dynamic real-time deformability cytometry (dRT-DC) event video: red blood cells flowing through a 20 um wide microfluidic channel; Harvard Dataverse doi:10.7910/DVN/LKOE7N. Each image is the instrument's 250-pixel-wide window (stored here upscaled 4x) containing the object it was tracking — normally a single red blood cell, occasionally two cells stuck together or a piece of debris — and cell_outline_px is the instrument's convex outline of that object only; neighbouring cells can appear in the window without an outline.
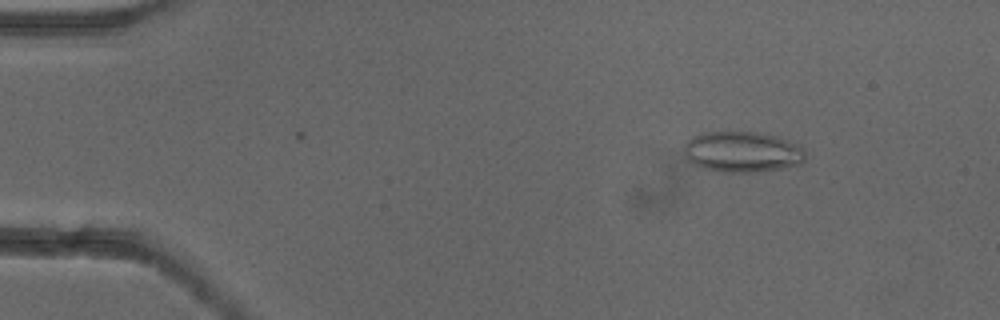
{"species": "common noctule bat (a hibernating species)", "species_latin": "Nyctalus noctula", "temperature_condition": "cold", "stored_images_in_passage": 44, "camera_frame_rate_fps": 3000, "um_per_image_px": 0.085, "animal": {"sex": "female"}, "frame": {"image": 1, "passage_image": 6, "time_ms": 1.667, "image_size_px": [1000, 320], "cell_outline_px": [[804, 160], [800, 164], [780, 168], [756, 172], [724, 172], [704, 168], [692, 164], [684, 156], [684, 144], [692, 136], [704, 132], [756, 132], [788, 140], [800, 148], [804, 152]], "centroid_in_image_um": [63.02, 12.91], "position_along_channel_um": 22.0, "area_um2": 28.55}}
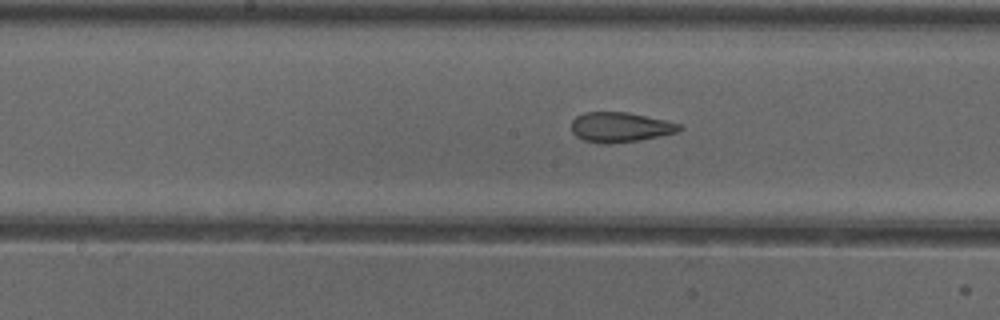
{"frame": {"image": 2, "passage_image": 26, "time_ms": 8.333, "image_size_px": [1000, 320], "cell_outline_px": [[684, 128], [676, 132], [640, 140], [608, 144], [600, 144], [584, 140], [576, 136], [572, 132], [572, 120], [576, 116], [584, 112], [628, 112], [664, 120], [680, 124]], "centroid_in_image_um": [52.69, 10.81], "position_along_channel_um": 195.5, "area_um2": 18.79}}
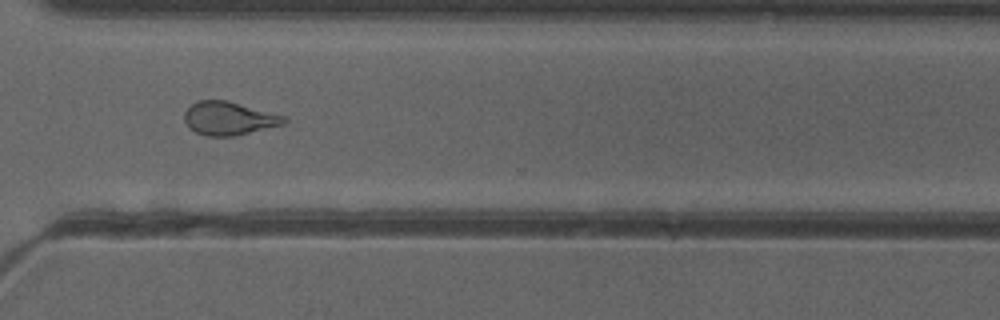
{"frame": {"image": 3, "passage_image": 38, "time_ms": 12.333, "image_size_px": [1000, 320], "cell_outline_px": [[288, 120], [284, 124], [236, 136], [204, 136], [188, 128], [184, 120], [184, 112], [192, 104], [200, 100], [228, 100], [288, 116]], "centroid_in_image_um": [19.48, 10.06], "position_along_channel_um": 351.1, "area_um2": 19.71}, "authors_computed_cell_mechanics": {"area_um2": 20.1144, "velocity_mm_per_s": 3.9087, "shape_relaxation_time_tau1_ms": null, "shape_relaxation_time_tau2_ms": 1.4875, "deformation_change_tau1": null, "deformation_change_tau2": 0.0904}}